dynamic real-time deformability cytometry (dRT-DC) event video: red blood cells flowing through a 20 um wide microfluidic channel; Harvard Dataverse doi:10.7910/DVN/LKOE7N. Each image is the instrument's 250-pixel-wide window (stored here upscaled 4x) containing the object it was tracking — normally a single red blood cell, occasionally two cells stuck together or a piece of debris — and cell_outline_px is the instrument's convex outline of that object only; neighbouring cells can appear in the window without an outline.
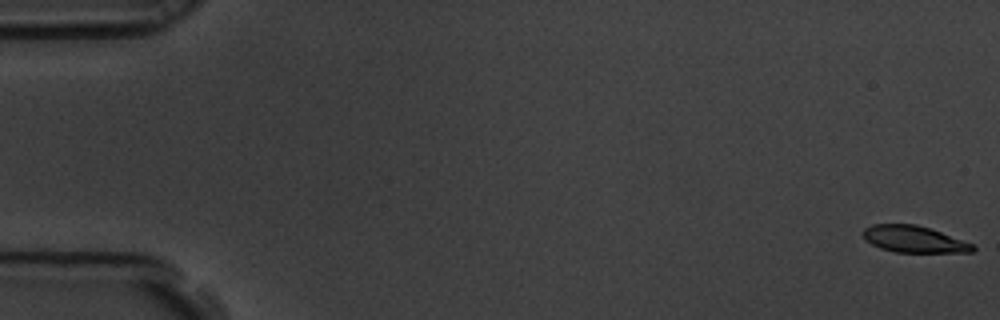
{"species": "common noctule bat (a hibernating species)", "species_latin": "Nyctalus noctula", "temperature_condition": "room temperature", "stored_images_in_passage": 6, "camera_frame_rate_fps": 3000, "um_per_image_px": 0.085, "animal": {"sex": "male", "body_mass_g": 19.5, "forearm_length_mm": 54.6}, "frame": {"image": 1, "passage_image": 1, "time_ms": 0.0, "image_size_px": [1000, 320], "cell_outline_px": [[976, 248], [972, 252], [896, 252], [880, 248], [864, 240], [860, 232], [864, 228], [872, 224], [916, 224], [940, 232], [972, 244]], "centroid_in_image_um": [77.6, 20.33], "position_along_channel_um": 7.4, "area_um2": 16.94}}
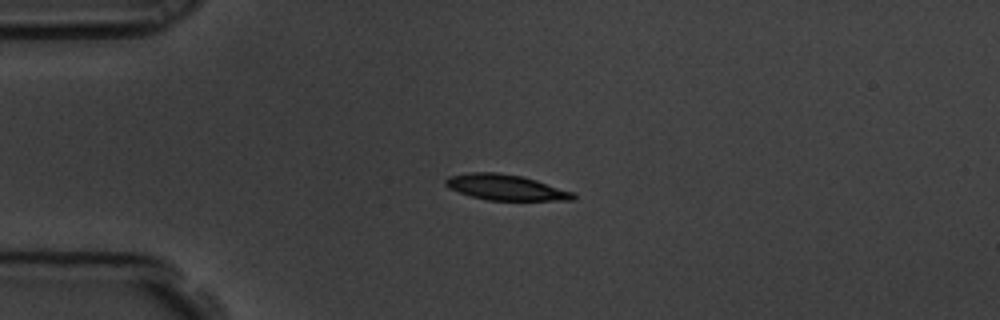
{"frame": {"image": 2, "passage_image": 5, "time_ms": 1.333, "image_size_px": [1000, 320], "cell_outline_px": [[576, 200], [488, 200], [472, 196], [448, 188], [444, 184], [444, 180], [448, 176], [468, 172], [496, 172], [520, 176], [536, 180], [576, 192]], "centroid_in_image_um": [43.0, 15.92], "position_along_channel_um": 42.0, "area_um2": 19.13}}